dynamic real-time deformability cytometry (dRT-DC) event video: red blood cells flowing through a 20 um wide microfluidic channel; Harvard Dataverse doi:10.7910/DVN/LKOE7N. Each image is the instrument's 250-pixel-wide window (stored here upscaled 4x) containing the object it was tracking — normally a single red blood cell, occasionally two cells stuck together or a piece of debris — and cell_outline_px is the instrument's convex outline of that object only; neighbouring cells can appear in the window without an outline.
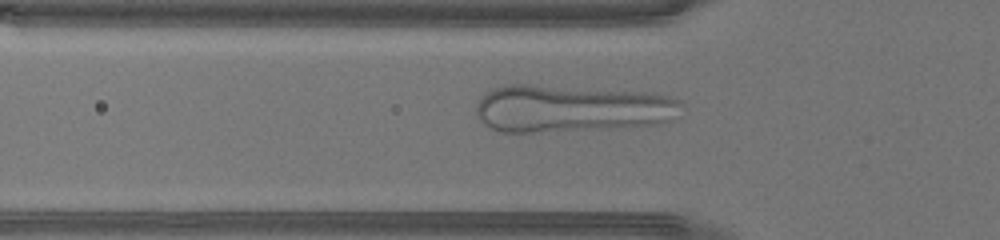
{"species": "human", "species_latin": "Homo sapiens", "temperature_condition": "warm", "stored_images_in_passage": 33, "camera_frame_rate_fps": 3000, "um_per_image_px": 0.085, "donor": {"sex": "male"}, "frame": {"image": 1, "passage_image": 8, "time_ms": 2.333, "image_size_px": [1000, 240], "cell_outline_px": [[684, 104], [672, 120], [656, 124], [608, 128], [532, 132], [500, 132], [484, 124], [480, 120], [476, 112], [476, 104], [480, 96], [484, 92], [508, 84], [528, 84], [652, 92], [668, 96], [680, 100]], "centroid_in_image_um": [48.55, 9.21], "position_along_channel_um": 77.2, "area_um2": 56.93}}
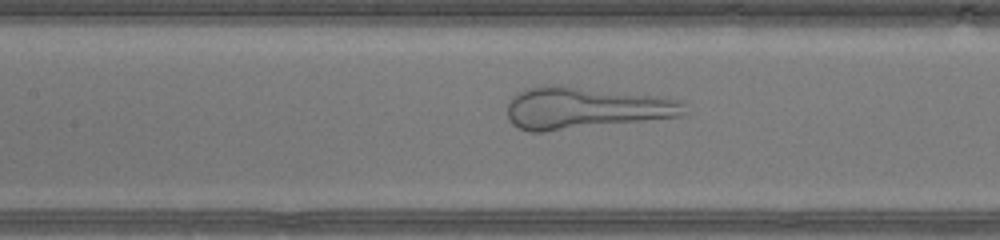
{"frame": {"image": 2, "passage_image": 13, "time_ms": 4.0, "image_size_px": [1000, 240], "cell_outline_px": [[688, 116], [544, 132], [528, 132], [516, 128], [508, 120], [508, 104], [512, 96], [524, 88], [544, 84], [560, 84], [656, 96], [676, 100], [684, 104]], "centroid_in_image_um": [49.71, 9.18], "position_along_channel_um": 157.7, "area_um2": 44.04}}
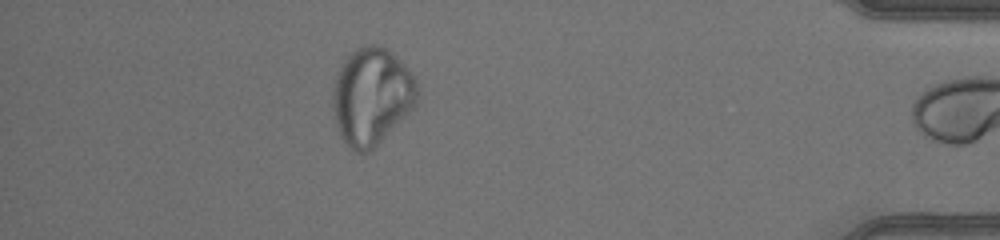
{"frame": {"image": 3, "passage_image": 32, "time_ms": 10.333, "image_size_px": [1000, 240], "cell_outline_px": [[416, 104], [372, 152], [356, 152], [340, 136], [336, 124], [332, 108], [332, 88], [336, 76], [344, 60], [356, 48], [364, 44], [380, 44], [388, 48], [408, 68], [416, 80]], "centroid_in_image_um": [31.57, 8.17], "position_along_channel_um": 403.6, "area_um2": 47.97}}